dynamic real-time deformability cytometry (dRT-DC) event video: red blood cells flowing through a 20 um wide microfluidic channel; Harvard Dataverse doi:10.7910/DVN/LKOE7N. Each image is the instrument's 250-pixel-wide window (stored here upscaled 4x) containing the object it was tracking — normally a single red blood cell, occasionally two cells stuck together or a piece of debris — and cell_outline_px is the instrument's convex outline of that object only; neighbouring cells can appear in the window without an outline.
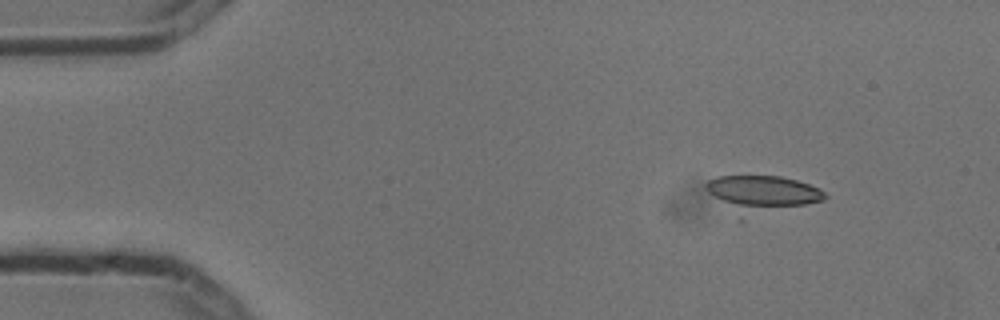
{"species": "common noctule bat (a hibernating species)", "species_latin": "Nyctalus noctula", "temperature_condition": "cold", "stored_images_in_passage": 4, "camera_frame_rate_fps": 3000, "um_per_image_px": 0.085, "animal": {"sex": "male", "body_mass_g": 13.3}, "frame": {"image": 1, "passage_image": 1, "time_ms": 0.0, "image_size_px": [1000, 320], "cell_outline_px": [[828, 196], [824, 200], [804, 204], [752, 208], [748, 208], [724, 200], [708, 192], [704, 188], [704, 184], [708, 180], [716, 176], [780, 176], [796, 180], [820, 188]], "centroid_in_image_um": [64.9, 16.24], "position_along_channel_um": 20.1, "area_um2": 21.33}}
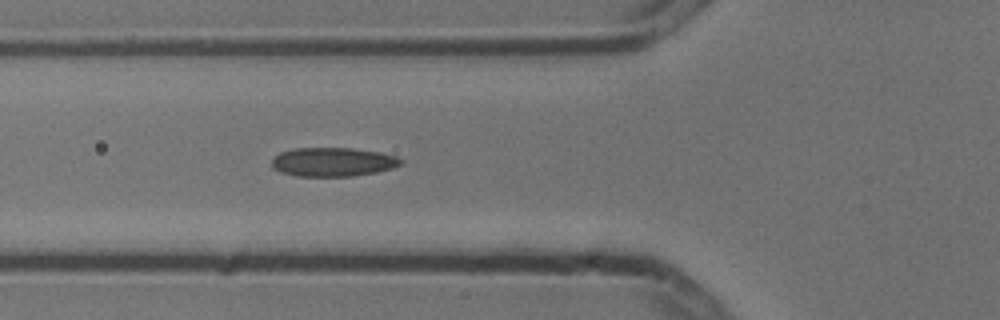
{"frame": {"image": 2, "passage_image": 4, "time_ms": 1.0, "image_size_px": [1000, 320], "cell_outline_px": [[404, 160], [400, 164], [392, 168], [376, 172], [352, 176], [296, 176], [280, 172], [272, 168], [272, 160], [280, 152], [296, 148], [352, 148], [380, 152], [396, 156]], "centroid_in_image_um": [28.29, 13.76], "position_along_channel_um": 97.5, "area_um2": 21.73}}